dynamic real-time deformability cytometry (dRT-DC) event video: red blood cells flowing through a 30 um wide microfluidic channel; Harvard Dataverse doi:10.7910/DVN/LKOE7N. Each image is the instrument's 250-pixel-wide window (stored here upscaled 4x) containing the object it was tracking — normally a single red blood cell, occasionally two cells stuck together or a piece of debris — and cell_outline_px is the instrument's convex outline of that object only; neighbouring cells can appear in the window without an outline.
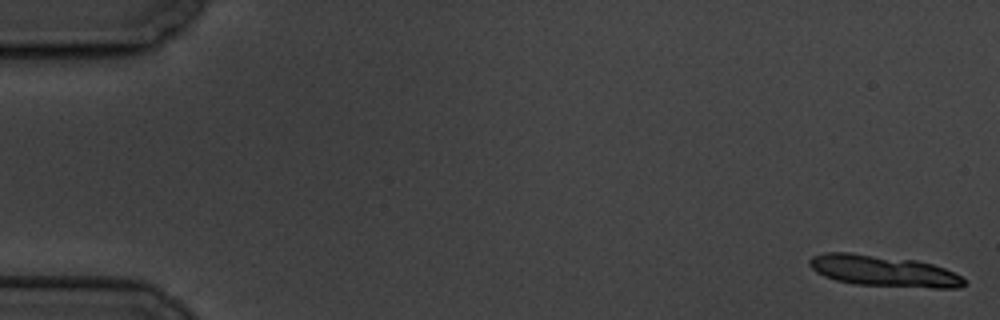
{"species": "common noctule bat (a hibernating species)", "species_latin": "Nyctalus noctula", "temperature_condition": "cold", "stored_images_in_passage": 12, "segment_of_instrument_passage": [1, 3], "camera_frame_rate_fps": 3000, "um_per_image_px": 0.085, "animal": {"sex": "male", "body_mass_g": 19.5, "forearm_length_mm": 54.6}, "frame": {"image": 1, "passage_image": 1, "time_ms": 0.0, "image_size_px": [1000, 320], "cell_outline_px": [[964, 284], [960, 288], [932, 288], [852, 284], [836, 280], [824, 276], [816, 272], [808, 264], [808, 260], [812, 256], [824, 252], [848, 252], [916, 260], [932, 264], [944, 268], [960, 276], [964, 280]], "centroid_in_image_um": [75.05, 23.03], "position_along_channel_um": 10.0, "area_um2": 28.09}}